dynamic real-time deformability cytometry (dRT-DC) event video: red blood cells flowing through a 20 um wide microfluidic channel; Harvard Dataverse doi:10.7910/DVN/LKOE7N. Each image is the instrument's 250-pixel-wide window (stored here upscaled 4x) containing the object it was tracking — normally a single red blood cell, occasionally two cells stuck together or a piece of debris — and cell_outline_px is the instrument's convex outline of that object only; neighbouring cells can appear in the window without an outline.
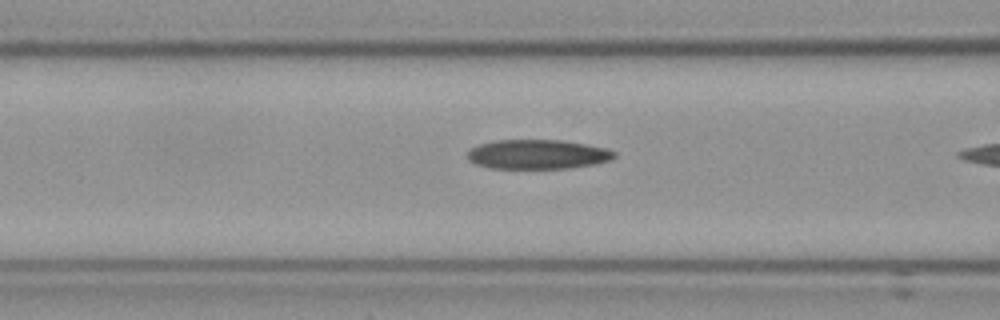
{"species": "Egyptian fruit bat (a non-hibernating species)", "species_latin": "Rousettus aegyptiacus", "temperature_condition": "cold", "stored_images_in_passage": 7, "camera_frame_rate_fps": 3000, "um_per_image_px": 0.085, "frame": {"image": 1, "passage_image": 6, "time_ms": 1.667, "image_size_px": [1000, 320], "cell_outline_px": [[616, 156], [608, 160], [596, 164], [568, 168], [488, 168], [476, 164], [468, 160], [468, 152], [472, 148], [480, 144], [492, 140], [564, 140], [604, 148], [616, 152]], "centroid_in_image_um": [45.67, 13.12], "position_along_channel_um": 120.9, "area_um2": 25.09}}